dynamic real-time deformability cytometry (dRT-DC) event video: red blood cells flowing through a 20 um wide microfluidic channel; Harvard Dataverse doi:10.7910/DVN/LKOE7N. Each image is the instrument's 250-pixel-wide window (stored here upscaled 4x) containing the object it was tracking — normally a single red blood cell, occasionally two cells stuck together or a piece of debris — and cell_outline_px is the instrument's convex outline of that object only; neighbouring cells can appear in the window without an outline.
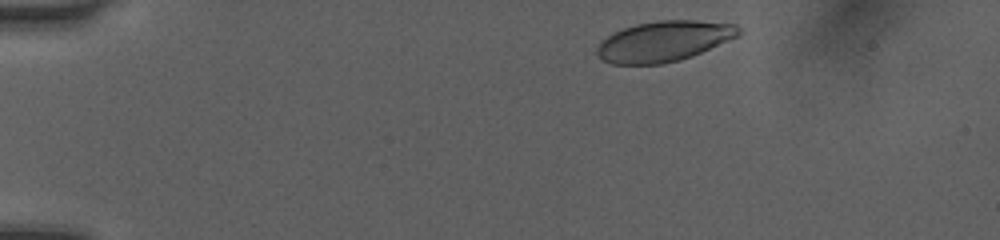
{"species": "human", "species_latin": "Homo sapiens", "temperature_condition": "room temperature", "stored_images_in_passage": 37, "camera_frame_rate_fps": 3000, "um_per_image_px": 0.085, "donor": {"sex": "female"}, "frame": {"image": 1, "passage_image": 2, "time_ms": 0.333, "image_size_px": [1000, 240], "cell_outline_px": [[744, 32], [740, 36], [692, 56], [680, 60], [660, 64], [612, 64], [596, 56], [596, 48], [612, 32], [636, 24], [660, 20], [696, 20], [736, 24]], "centroid_in_image_um": [56.47, 3.5], "position_along_channel_um": 28.5, "area_um2": 33.58}}
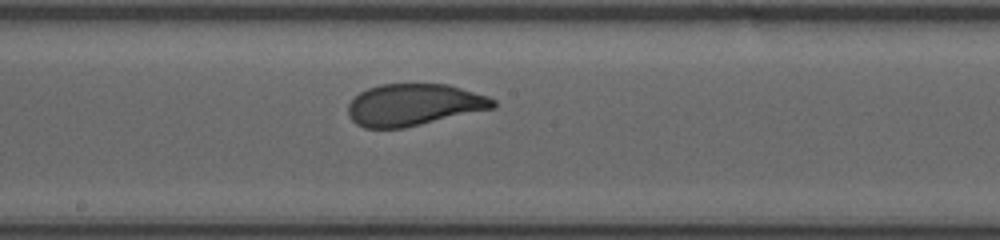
{"frame": {"image": 2, "passage_image": 21, "time_ms": 6.667, "image_size_px": [1000, 240], "cell_outline_px": [[496, 108], [404, 128], [364, 128], [356, 124], [348, 116], [348, 104], [360, 92], [368, 88], [380, 84], [448, 84], [488, 96], [496, 100]], "centroid_in_image_um": [35.19, 8.91], "position_along_channel_um": 213.0, "area_um2": 35.55}}
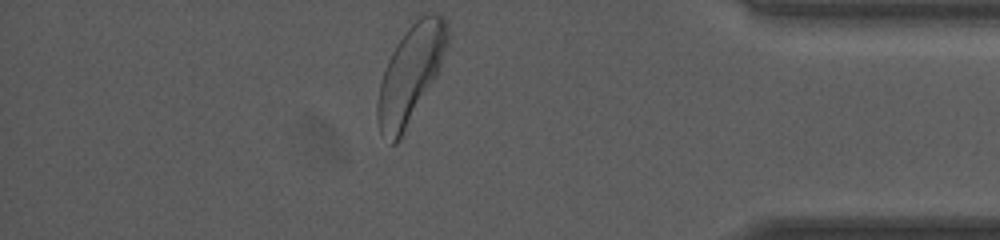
{"frame": {"image": 3, "passage_image": 37, "time_ms": 12.0, "image_size_px": [1000, 240], "cell_outline_px": [[452, 32], [440, 68], [436, 76], [400, 140], [396, 144], [392, 144], [380, 132], [376, 116], [376, 108], [380, 80], [388, 60], [396, 44], [408, 28], [424, 12], [436, 12], [444, 20]], "centroid_in_image_um": [34.91, 6.27], "position_along_channel_um": 400.3, "area_um2": 39.65}, "authors_computed_cell_mechanics": {"area_um2": 36.0672, "velocity_mm_per_s": 4.0336, "shape_relaxation_time_tau1_ms": 2.7938, "shape_relaxation_time_tau2_ms": null, "deformation_change_tau1": 0.1359, "deformation_change_tau2": null}}